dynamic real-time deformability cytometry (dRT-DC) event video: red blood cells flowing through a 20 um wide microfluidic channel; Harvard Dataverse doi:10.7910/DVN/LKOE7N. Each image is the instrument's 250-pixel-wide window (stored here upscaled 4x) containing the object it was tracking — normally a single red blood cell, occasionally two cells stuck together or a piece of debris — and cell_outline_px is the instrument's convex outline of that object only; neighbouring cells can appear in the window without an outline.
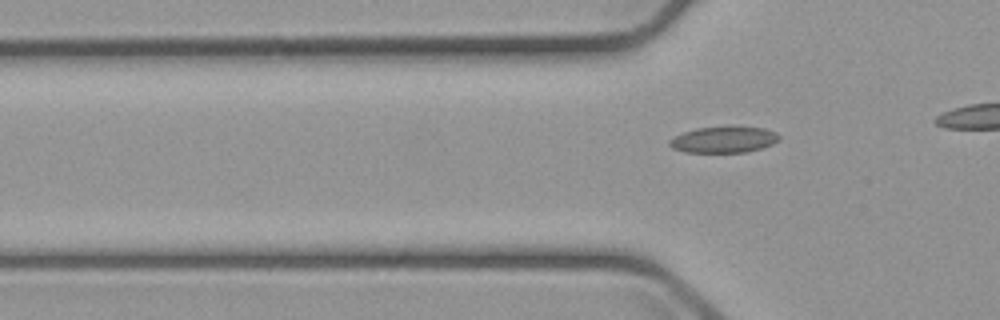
{"species": "common noctule bat (a hibernating species)", "species_latin": "Nyctalus noctula", "temperature_condition": "cold", "stored_images_in_passage": 3, "camera_frame_rate_fps": 3000, "um_per_image_px": 0.085, "animal": {"sex": "male", "body_mass_g": 23.1, "forearm_length_mm": 52.7}, "frame": {"image": 1, "passage_image": 3, "time_ms": 0.667, "image_size_px": [1000, 320], "cell_outline_px": [[780, 140], [772, 144], [760, 148], [744, 152], [684, 152], [672, 148], [668, 144], [668, 140], [684, 132], [696, 128], [728, 124], [732, 124], [764, 128], [776, 132], [780, 136]], "centroid_in_image_um": [61.53, 11.82], "position_along_channel_um": 64.3, "area_um2": 17.34}}